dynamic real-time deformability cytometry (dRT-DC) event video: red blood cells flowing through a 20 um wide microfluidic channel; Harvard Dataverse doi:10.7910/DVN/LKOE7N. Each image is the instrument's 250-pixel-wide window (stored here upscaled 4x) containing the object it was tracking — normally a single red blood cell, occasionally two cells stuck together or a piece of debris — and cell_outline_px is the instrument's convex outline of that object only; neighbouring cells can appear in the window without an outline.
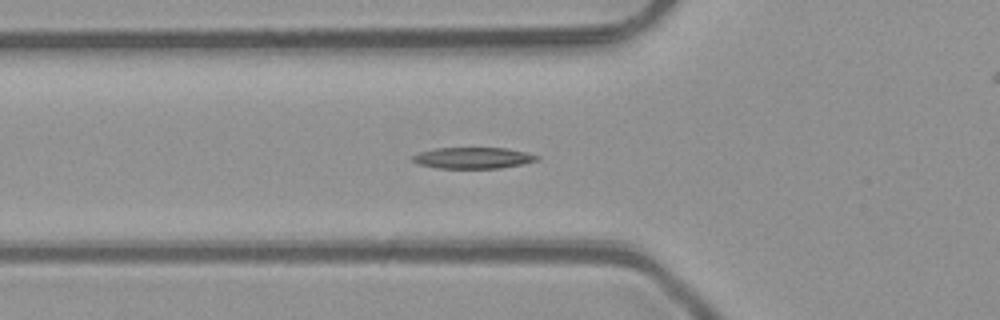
{"species": "common noctule bat (a hibernating species)", "species_latin": "Nyctalus noctula", "temperature_condition": "room temperature", "stored_images_in_passage": 40, "camera_frame_rate_fps": 3000, "um_per_image_px": 0.085, "animal": {"sex": "male", "body_mass_g": 23.1, "forearm_length_mm": 52.7}, "frame": {"image": 1, "passage_image": 10, "time_ms": 3.0, "image_size_px": [1000, 320], "cell_outline_px": [[540, 160], [500, 168], [436, 168], [420, 164], [412, 160], [412, 156], [420, 152], [436, 148], [508, 148], [528, 152], [540, 156]], "centroid_in_image_um": [40.26, 13.42], "position_along_channel_um": 85.5, "area_um2": 15.37}}
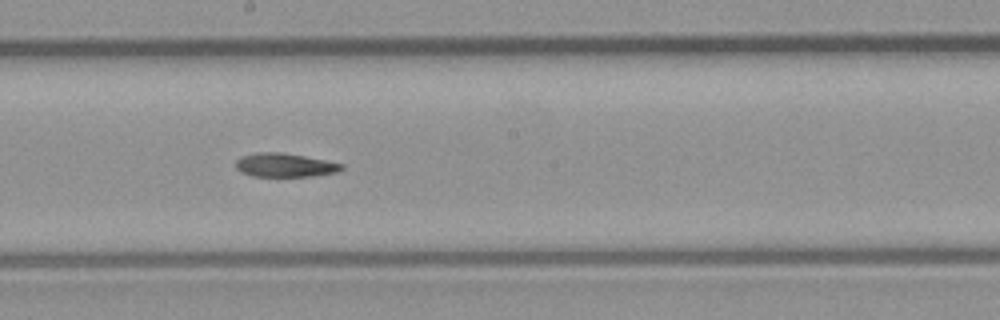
{"frame": {"image": 2, "passage_image": 20, "time_ms": 6.333, "image_size_px": [1000, 320], "cell_outline_px": [[344, 168], [340, 172], [312, 176], [252, 176], [240, 172], [236, 168], [236, 160], [240, 156], [256, 152], [280, 152], [304, 156], [344, 164]], "centroid_in_image_um": [24.2, 14.03], "position_along_channel_um": 224.0, "area_um2": 14.74}}
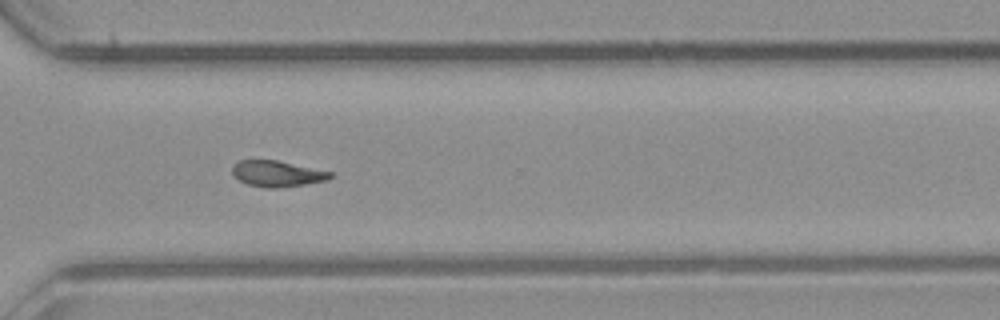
{"frame": {"image": 3, "passage_image": 29, "time_ms": 9.333, "image_size_px": [1000, 320], "cell_outline_px": [[332, 176], [328, 180], [280, 188], [264, 188], [248, 184], [236, 180], [232, 176], [232, 168], [240, 160], [276, 160], [332, 172]], "centroid_in_image_um": [23.52, 14.78], "position_along_channel_um": 347.1, "area_um2": 14.85}, "authors_computed_cell_mechanics": {"area_um2": 15.3748, "velocity_mm_per_s": 4.1117, "shape_relaxation_time_tau1_ms": 6.6134, "shape_relaxation_time_tau2_ms": 5.429, "deformation_change_tau1": 0.1868, "deformation_change_tau2": 0.1411}}